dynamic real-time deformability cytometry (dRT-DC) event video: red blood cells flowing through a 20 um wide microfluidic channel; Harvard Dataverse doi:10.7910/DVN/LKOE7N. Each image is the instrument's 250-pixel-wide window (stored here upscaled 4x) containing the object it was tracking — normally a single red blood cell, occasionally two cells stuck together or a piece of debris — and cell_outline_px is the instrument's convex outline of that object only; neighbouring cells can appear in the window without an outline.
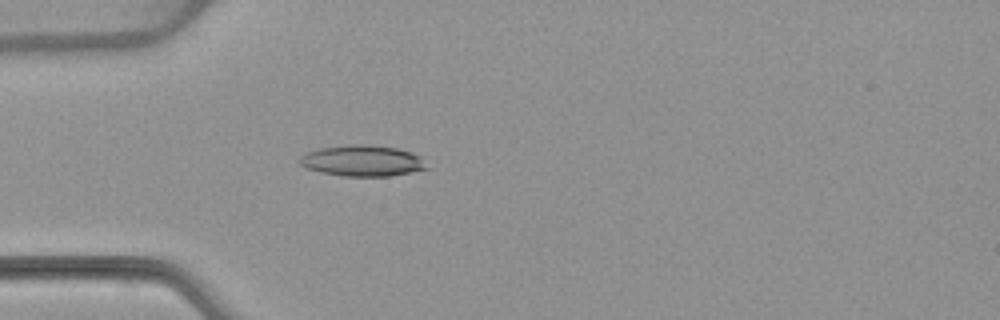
{"species": "common noctule bat (a hibernating species)", "species_latin": "Nyctalus noctula", "temperature_condition": "warm", "stored_images_in_passage": 39, "camera_frame_rate_fps": 3000, "um_per_image_px": 0.085, "animal": {"sex": "female", "body_mass_g": 22.7, "forearm_length_mm": 54.2}, "frame": {"image": 1, "passage_image": 2, "time_ms": 0.333, "image_size_px": [1000, 320], "cell_outline_px": [[428, 168], [388, 176], [344, 176], [320, 172], [308, 168], [300, 164], [300, 156], [304, 152], [320, 148], [352, 144], [368, 144], [396, 148], [412, 152], [420, 156]], "centroid_in_image_um": [30.77, 13.65], "position_along_channel_um": 54.2, "area_um2": 22.83}}
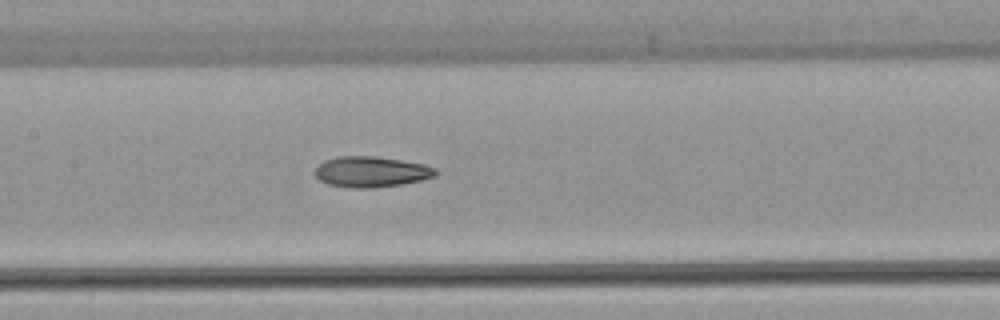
{"frame": {"image": 2, "passage_image": 12, "time_ms": 3.667, "image_size_px": [1000, 320], "cell_outline_px": [[440, 172], [436, 176], [420, 180], [400, 184], [372, 188], [352, 188], [328, 184], [320, 180], [312, 172], [324, 160], [340, 156], [376, 156], [424, 164], [436, 168]], "centroid_in_image_um": [31.56, 14.6], "position_along_channel_um": 175.8, "area_um2": 21.62}}
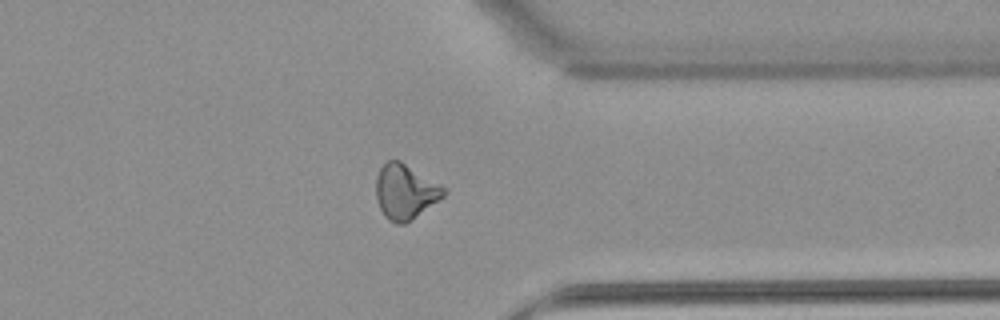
{"frame": {"image": 3, "passage_image": 28, "time_ms": 9.0, "image_size_px": [1000, 320], "cell_outline_px": [[448, 192], [444, 196], [404, 224], [396, 224], [388, 220], [384, 216], [376, 200], [376, 180], [380, 168], [388, 160], [400, 160], [448, 188]], "centroid_in_image_um": [34.45, 16.28], "position_along_channel_um": 376.9, "area_um2": 21.68}, "authors_computed_cell_mechanics": {"area_um2": 21.0392, "velocity_mm_per_s": 3.869, "shape_relaxation_time_tau1_ms": null, "shape_relaxation_time_tau2_ms": 8.854, "deformation_change_tau1": null, "deformation_change_tau2": 0.1845}}